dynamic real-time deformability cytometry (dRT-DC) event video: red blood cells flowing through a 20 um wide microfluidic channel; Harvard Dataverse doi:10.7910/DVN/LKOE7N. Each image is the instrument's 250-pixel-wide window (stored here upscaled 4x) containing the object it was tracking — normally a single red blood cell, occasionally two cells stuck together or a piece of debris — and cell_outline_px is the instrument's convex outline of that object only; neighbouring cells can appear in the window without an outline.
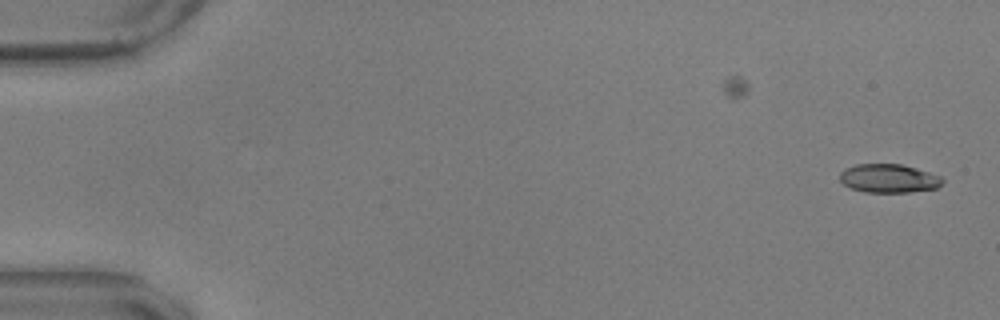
{"species": "common noctule bat (a hibernating species)", "species_latin": "Nyctalus noctula", "temperature_condition": "warm", "stored_images_in_passage": 8, "camera_frame_rate_fps": 3000, "um_per_image_px": 0.085, "animal": {"sex": "male", "body_mass_g": 17.9, "forearm_length_mm": 54.2}, "frame": {"image": 1, "passage_image": 1, "time_ms": 0.0, "image_size_px": [1000, 320], "cell_outline_px": [[944, 180], [936, 188], [908, 192], [864, 192], [852, 188], [844, 184], [840, 180], [840, 172], [844, 168], [856, 164], [900, 164], [916, 168], [940, 176]], "centroid_in_image_um": [75.51, 15.16], "position_along_channel_um": 9.5, "area_um2": 16.99}}